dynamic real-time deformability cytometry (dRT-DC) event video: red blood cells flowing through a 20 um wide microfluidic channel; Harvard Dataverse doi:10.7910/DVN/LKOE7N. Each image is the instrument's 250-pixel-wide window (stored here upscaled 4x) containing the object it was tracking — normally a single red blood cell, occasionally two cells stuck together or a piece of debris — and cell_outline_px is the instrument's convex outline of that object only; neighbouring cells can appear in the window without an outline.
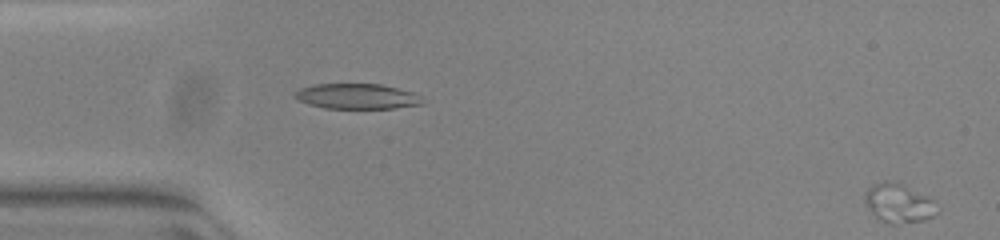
{"species": "common noctule bat (a hibernating species)", "species_latin": "Nyctalus noctula", "temperature_condition": "warm", "stored_images_in_passage": 15, "segment_of_instrument_passage": [2, 2], "camera_frame_rate_fps": 3000, "um_per_image_px": 0.085, "animal": {"sex": "female", "body_mass_g": 23.0, "forearm_length_mm": 53.4}, "frame": {"image": 1, "passage_image": 15, "time_ms": 4.667, "image_size_px": [1000, 240], "cell_outline_px": [[940, 212], [924, 220], [896, 224], [888, 224], [880, 220], [868, 208], [864, 200], [864, 192], [872, 184], [884, 180], [888, 180], [900, 184], [928, 196], [940, 208]], "centroid_in_image_um": [76.38, 17.28], "position_along_channel_um": 8.6, "area_um2": 16.53}}